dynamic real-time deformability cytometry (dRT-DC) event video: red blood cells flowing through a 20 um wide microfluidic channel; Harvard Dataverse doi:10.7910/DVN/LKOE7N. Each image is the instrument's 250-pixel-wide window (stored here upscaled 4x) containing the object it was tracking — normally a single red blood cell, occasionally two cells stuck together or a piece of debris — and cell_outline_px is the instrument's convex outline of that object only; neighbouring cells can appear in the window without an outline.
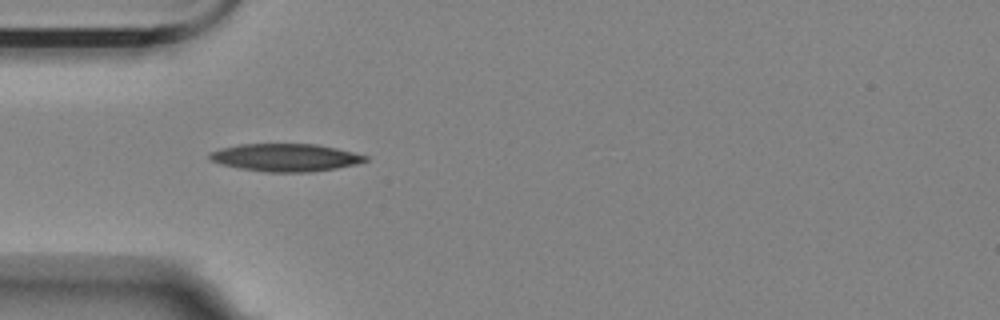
{"species": "Egyptian fruit bat (a non-hibernating species)", "species_latin": "Rousettus aegyptiacus", "temperature_condition": "room temperature", "stored_images_in_passage": 11, "camera_frame_rate_fps": 3000, "um_per_image_px": 0.085, "animal": {"sex": "female"}, "frame": {"image": 1, "passage_image": 1, "time_ms": 0.0, "image_size_px": [1000, 320], "cell_outline_px": [[368, 160], [356, 164], [336, 168], [312, 172], [268, 172], [240, 168], [220, 164], [212, 160], [208, 156], [208, 152], [220, 148], [240, 144], [316, 144], [336, 148], [368, 156]], "centroid_in_image_um": [24.25, 13.39], "position_along_channel_um": 60.8, "area_um2": 25.09}}
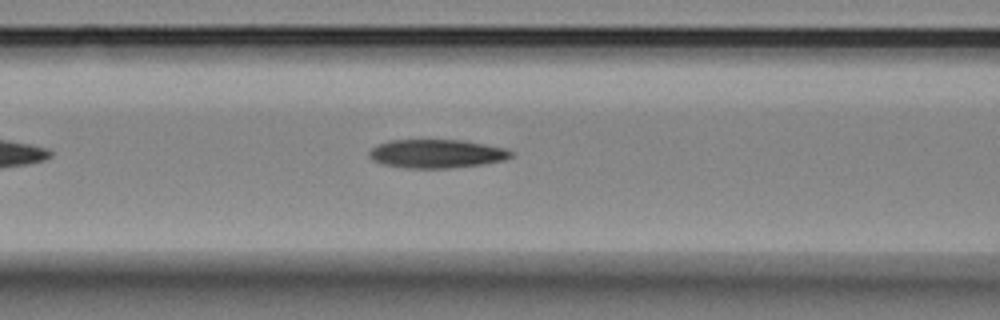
{"frame": {"image": 2, "passage_image": 7, "time_ms": 2.0, "image_size_px": [1000, 320], "cell_outline_px": [[512, 156], [504, 160], [480, 164], [448, 168], [408, 168], [384, 164], [372, 160], [368, 156], [368, 152], [372, 148], [380, 144], [392, 140], [464, 140], [504, 148], [512, 152]], "centroid_in_image_um": [37.09, 13.06], "position_along_channel_um": 129.5, "area_um2": 23.35}}
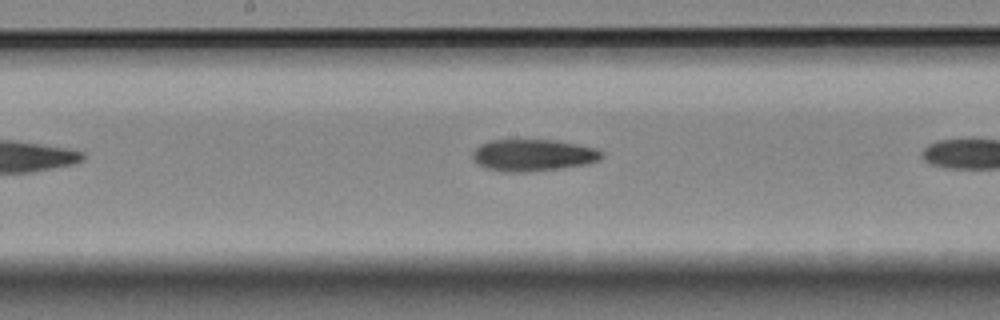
{"frame": {"image": 3, "passage_image": 10, "time_ms": 3.0, "image_size_px": [1000, 320], "cell_outline_px": [[604, 156], [600, 160], [588, 164], [564, 168], [532, 172], [500, 172], [484, 168], [476, 164], [472, 156], [472, 152], [480, 144], [492, 140], [552, 140], [576, 144], [596, 148], [604, 152]], "centroid_in_image_um": [45.31, 13.21], "position_along_channel_um": 202.9, "area_um2": 24.39}}